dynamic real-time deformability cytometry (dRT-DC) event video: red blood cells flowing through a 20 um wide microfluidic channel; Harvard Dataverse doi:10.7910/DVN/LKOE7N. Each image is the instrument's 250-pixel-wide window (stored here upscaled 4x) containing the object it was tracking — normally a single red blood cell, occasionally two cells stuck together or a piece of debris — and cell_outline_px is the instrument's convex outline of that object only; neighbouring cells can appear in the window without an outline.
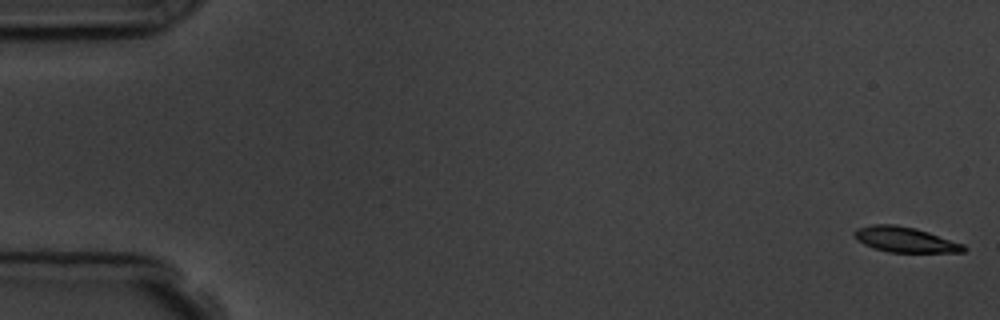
{"species": "common noctule bat (a hibernating species)", "species_latin": "Nyctalus noctula", "temperature_condition": "room temperature", "stored_images_in_passage": 4, "segment_of_instrument_passage": [2, 2], "camera_frame_rate_fps": 3000, "um_per_image_px": 0.085, "animal": {"sex": "male", "body_mass_g": 19.5, "forearm_length_mm": 54.6}, "frame": {"image": 1, "passage_image": 4, "time_ms": 4.333, "image_size_px": [1000, 320], "cell_outline_px": [[968, 248], [964, 252], [888, 252], [864, 244], [856, 240], [852, 236], [852, 232], [856, 228], [872, 224], [896, 224], [916, 228], [964, 244]], "centroid_in_image_um": [76.9, 20.35], "position_along_channel_um": 8.1, "area_um2": 16.24}}